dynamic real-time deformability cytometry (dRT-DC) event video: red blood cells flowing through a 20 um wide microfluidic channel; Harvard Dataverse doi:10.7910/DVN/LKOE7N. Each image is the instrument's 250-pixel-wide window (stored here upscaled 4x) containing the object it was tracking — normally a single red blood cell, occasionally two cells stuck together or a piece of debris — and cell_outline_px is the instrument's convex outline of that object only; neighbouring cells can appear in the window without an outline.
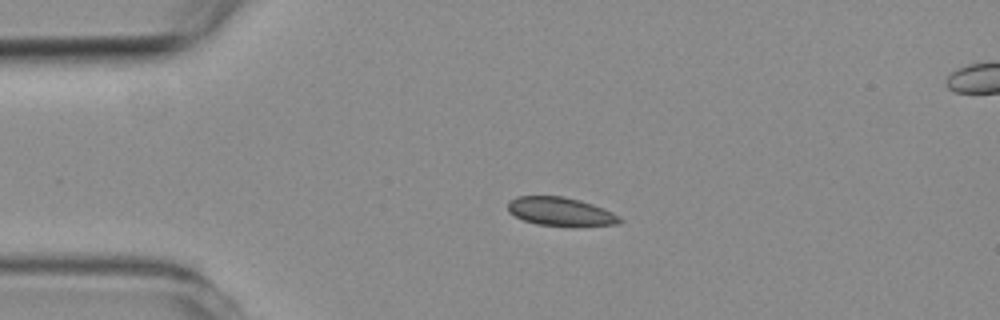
{"species": "common noctule bat (a hibernating species)", "species_latin": "Nyctalus noctula", "temperature_condition": "room temperature", "stored_images_in_passage": 3, "camera_frame_rate_fps": 3000, "um_per_image_px": 0.085, "animal": {"sex": "female", "body_mass_g": 19.3, "forearm_length_mm": 54.1}, "frame": {"image": 1, "passage_image": 2, "time_ms": 1.0, "image_size_px": [1000, 320], "cell_outline_px": [[624, 220], [616, 224], [572, 228], [536, 224], [524, 220], [508, 212], [508, 200], [516, 196], [564, 196], [580, 200], [592, 204], [612, 212], [620, 216]], "centroid_in_image_um": [47.66, 18.01], "position_along_channel_um": 37.3, "area_um2": 19.13}}